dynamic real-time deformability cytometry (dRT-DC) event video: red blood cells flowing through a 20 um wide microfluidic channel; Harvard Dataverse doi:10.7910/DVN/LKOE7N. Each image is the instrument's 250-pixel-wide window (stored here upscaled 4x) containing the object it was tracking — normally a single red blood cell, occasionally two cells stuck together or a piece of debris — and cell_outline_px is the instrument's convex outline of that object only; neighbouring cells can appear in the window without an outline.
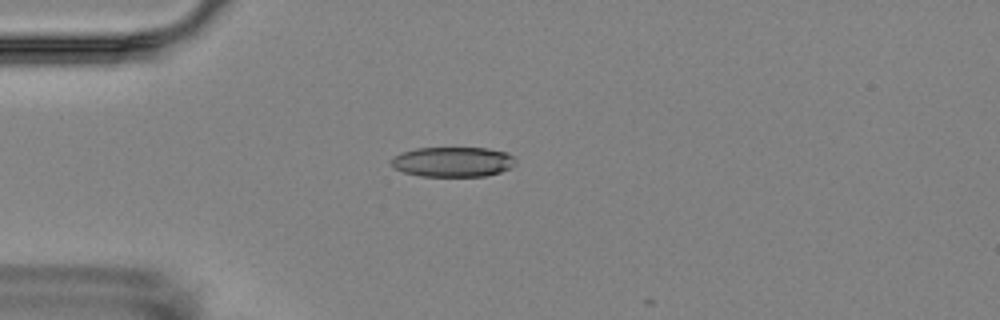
{"species": "Egyptian fruit bat (a non-hibernating species)", "species_latin": "Rousettus aegyptiacus", "temperature_condition": "room temperature", "stored_images_in_passage": 2, "camera_frame_rate_fps": 3000, "um_per_image_px": 0.085, "animal": {"sex": "female"}, "frame": {"image": 1, "passage_image": 2, "time_ms": 2.0, "image_size_px": [1000, 320], "cell_outline_px": [[516, 164], [512, 168], [500, 172], [484, 176], [420, 176], [404, 172], [396, 168], [392, 164], [392, 156], [400, 152], [416, 148], [488, 148], [504, 152], [512, 156]], "centroid_in_image_um": [38.49, 13.75], "position_along_channel_um": 46.5, "area_um2": 21.68}}